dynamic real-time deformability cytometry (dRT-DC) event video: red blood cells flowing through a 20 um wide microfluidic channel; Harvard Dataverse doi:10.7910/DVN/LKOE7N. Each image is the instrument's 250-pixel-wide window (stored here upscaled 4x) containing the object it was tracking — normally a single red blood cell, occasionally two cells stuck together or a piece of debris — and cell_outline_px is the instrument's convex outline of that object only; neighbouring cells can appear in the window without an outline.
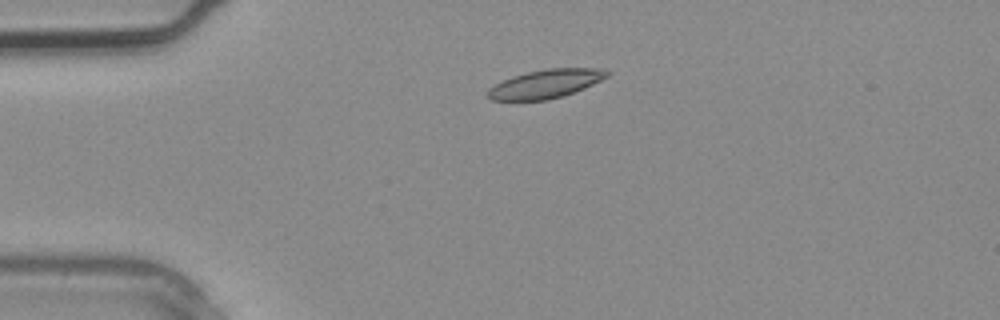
{"species": "common noctule bat (a hibernating species)", "species_latin": "Nyctalus noctula", "temperature_condition": "warm", "stored_images_in_passage": 2, "camera_frame_rate_fps": 3000, "um_per_image_px": 0.085, "animal": {"sex": "male", "body_mass_g": 20.4}, "frame": {"image": 1, "passage_image": 1, "time_ms": 0.0, "image_size_px": [1000, 320], "cell_outline_px": [[612, 72], [608, 76], [584, 88], [564, 96], [548, 100], [492, 100], [488, 96], [488, 88], [512, 76], [528, 72], [548, 68], [604, 68]], "centroid_in_image_um": [46.42, 7.12], "position_along_channel_um": 38.6, "area_um2": 19.83}}
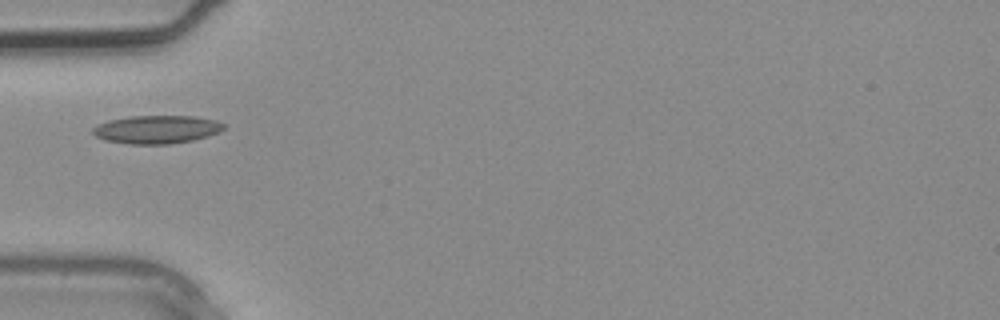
{"frame": {"image": 2, "passage_image": 2, "time_ms": 0.333, "image_size_px": [1000, 320], "cell_outline_px": [[224, 128], [220, 132], [208, 136], [192, 140], [168, 144], [128, 144], [104, 140], [96, 136], [92, 132], [92, 128], [108, 120], [132, 116], [192, 116], [216, 120], [224, 124]], "centroid_in_image_um": [13.32, 11.0], "position_along_channel_um": 71.7, "area_um2": 21.44}}